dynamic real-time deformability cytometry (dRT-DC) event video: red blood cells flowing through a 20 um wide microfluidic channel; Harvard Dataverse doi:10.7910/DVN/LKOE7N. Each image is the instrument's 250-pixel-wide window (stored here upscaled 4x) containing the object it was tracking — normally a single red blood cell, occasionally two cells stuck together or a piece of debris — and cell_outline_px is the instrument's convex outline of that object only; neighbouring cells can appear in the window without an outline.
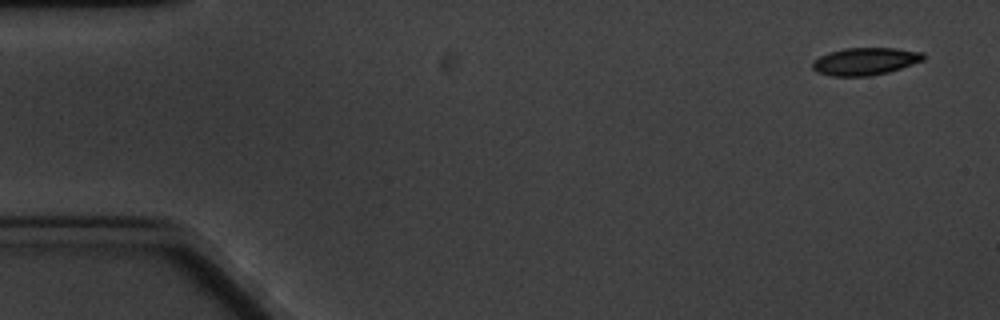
{"species": "common noctule bat (a hibernating species)", "species_latin": "Nyctalus noctula", "temperature_condition": "cold", "stored_images_in_passage": 3, "camera_frame_rate_fps": 3000, "um_per_image_px": 0.085, "animal": {"sex": "male", "body_mass_g": 20.1, "forearm_length_mm": 53.5}, "frame": {"image": 1, "passage_image": 1, "time_ms": 0.0, "image_size_px": [1000, 320], "cell_outline_px": [[924, 60], [888, 72], [868, 76], [832, 76], [816, 72], [812, 68], [812, 60], [828, 52], [844, 48], [896, 48], [924, 52]], "centroid_in_image_um": [73.51, 5.21], "position_along_channel_um": 11.5, "area_um2": 17.8}}